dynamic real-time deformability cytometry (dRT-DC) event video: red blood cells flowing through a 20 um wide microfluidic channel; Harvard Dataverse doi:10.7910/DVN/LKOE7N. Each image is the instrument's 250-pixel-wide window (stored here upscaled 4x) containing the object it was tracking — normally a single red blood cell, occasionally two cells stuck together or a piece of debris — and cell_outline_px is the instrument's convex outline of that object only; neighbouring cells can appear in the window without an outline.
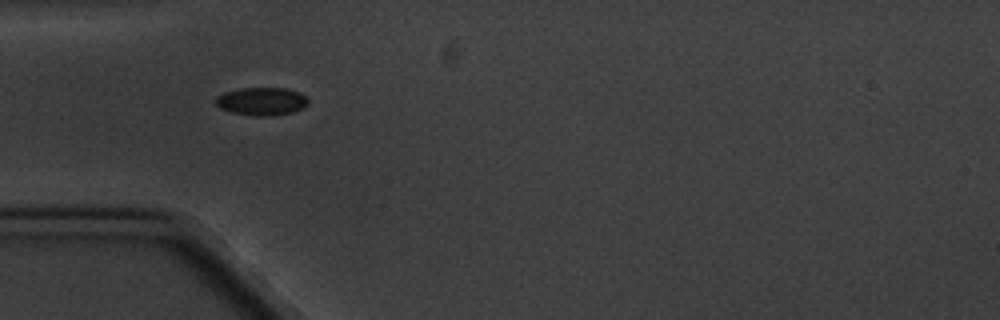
{"species": "common noctule bat (a hibernating species)", "species_latin": "Nyctalus noctula", "temperature_condition": "cold", "stored_images_in_passage": 3, "camera_frame_rate_fps": 3000, "um_per_image_px": 0.085, "animal": {"sex": "male", "body_mass_g": 20.1, "forearm_length_mm": 53.5}, "frame": {"image": 1, "passage_image": 1, "time_ms": 0.0, "image_size_px": [1000, 320], "cell_outline_px": [[308, 104], [304, 108], [292, 112], [272, 116], [256, 116], [232, 112], [220, 108], [216, 104], [216, 96], [224, 92], [240, 88], [284, 88], [300, 92], [308, 100]], "centroid_in_image_um": [22.25, 8.61], "position_along_channel_um": 62.8, "area_um2": 15.09}}